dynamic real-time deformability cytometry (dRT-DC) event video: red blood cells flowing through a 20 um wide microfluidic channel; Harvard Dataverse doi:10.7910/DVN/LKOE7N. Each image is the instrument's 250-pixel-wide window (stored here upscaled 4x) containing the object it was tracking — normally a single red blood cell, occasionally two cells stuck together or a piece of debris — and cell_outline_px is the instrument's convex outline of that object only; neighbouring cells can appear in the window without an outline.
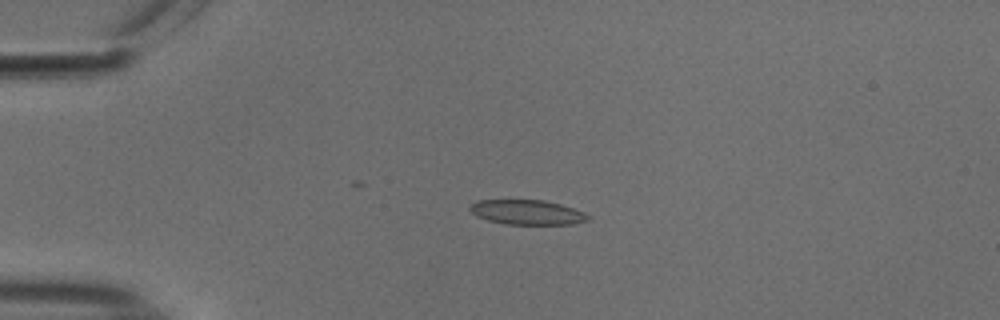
{"species": "common noctule bat (a hibernating species)", "species_latin": "Nyctalus noctula", "temperature_condition": "cold", "stored_images_in_passage": 34, "camera_frame_rate_fps": 3000, "um_per_image_px": 0.085, "animal": {"sex": "male", "body_mass_g": 18.8}, "frame": {"image": 1, "passage_image": 13, "time_ms": 4.0, "image_size_px": [1000, 320], "cell_outline_px": [[592, 216], [588, 220], [572, 224], [504, 224], [488, 220], [476, 216], [468, 208], [468, 204], [476, 200], [544, 200], [560, 204], [584, 212]], "centroid_in_image_um": [44.78, 18.04], "position_along_channel_um": 40.2, "area_um2": 17.11}}
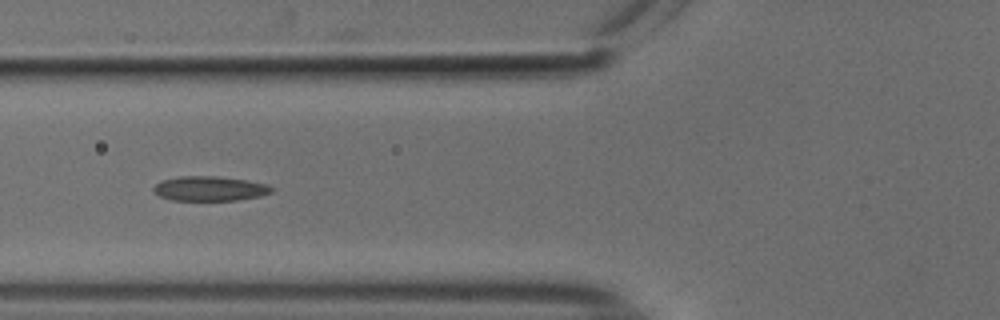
{"frame": {"image": 2, "passage_image": 21, "time_ms": 6.667, "image_size_px": [1000, 320], "cell_outline_px": [[276, 188], [272, 192], [260, 196], [240, 200], [172, 200], [160, 196], [152, 188], [160, 180], [180, 176], [216, 176], [248, 180], [264, 184]], "centroid_in_image_um": [17.84, 16.02], "position_along_channel_um": 108.0, "area_um2": 16.99}}
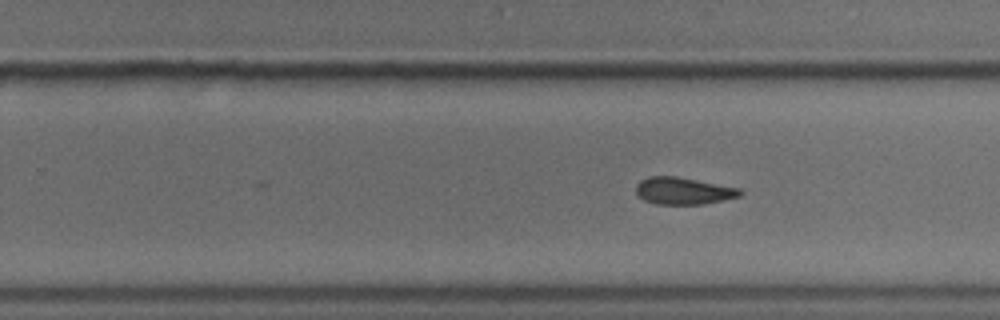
{"frame": {"image": 3, "passage_image": 34, "time_ms": 11.0, "image_size_px": [1000, 320], "cell_outline_px": [[744, 192], [740, 196], [704, 204], [656, 204], [644, 200], [636, 192], [636, 184], [640, 180], [648, 176], [676, 176], [740, 188]], "centroid_in_image_um": [58.08, 16.22], "position_along_channel_um": 271.7, "area_um2": 16.42}}